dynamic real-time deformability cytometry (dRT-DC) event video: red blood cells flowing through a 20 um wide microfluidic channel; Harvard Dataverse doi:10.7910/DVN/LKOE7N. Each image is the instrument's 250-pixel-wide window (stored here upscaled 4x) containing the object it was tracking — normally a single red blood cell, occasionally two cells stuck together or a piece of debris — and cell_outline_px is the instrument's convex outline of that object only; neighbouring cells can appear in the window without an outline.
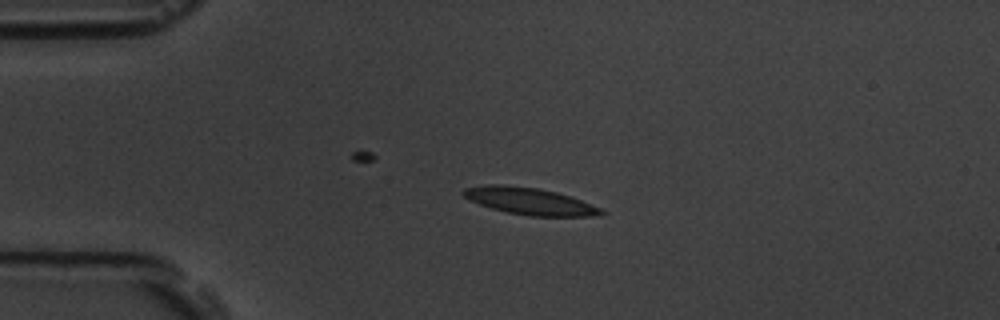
{"species": "common noctule bat (a hibernating species)", "species_latin": "Nyctalus noctula", "temperature_condition": "room temperature", "stored_images_in_passage": 4, "camera_frame_rate_fps": 3000, "um_per_image_px": 0.085, "animal": {"sex": "male", "body_mass_g": 19.5, "forearm_length_mm": 54.6}, "frame": {"image": 1, "passage_image": 3, "time_ms": 2.333, "image_size_px": [1000, 320], "cell_outline_px": [[604, 212], [592, 216], [528, 216], [508, 212], [492, 208], [480, 204], [464, 196], [460, 192], [464, 188], [488, 184], [504, 184], [540, 188], [572, 196], [600, 208]], "centroid_in_image_um": [45.0, 17.08], "position_along_channel_um": 40.0, "area_um2": 21.5}}